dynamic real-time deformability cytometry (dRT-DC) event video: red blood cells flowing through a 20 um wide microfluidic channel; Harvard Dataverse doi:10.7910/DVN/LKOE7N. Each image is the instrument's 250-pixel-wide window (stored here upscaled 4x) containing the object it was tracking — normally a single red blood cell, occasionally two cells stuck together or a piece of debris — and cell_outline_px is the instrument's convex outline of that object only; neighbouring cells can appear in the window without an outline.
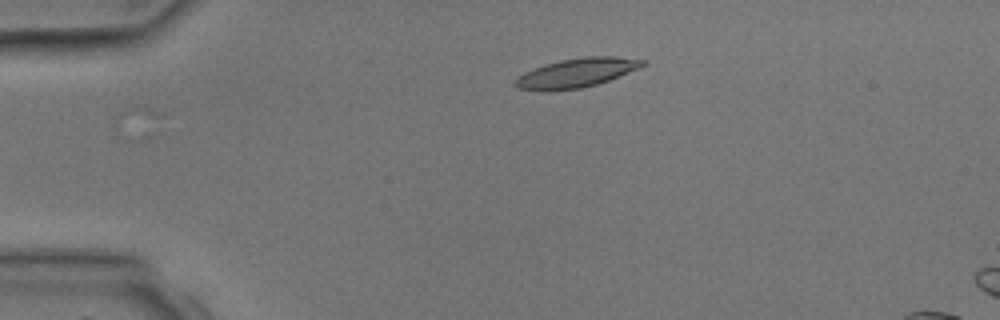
{"species": "common noctule bat (a hibernating species)", "species_latin": "Nyctalus noctula", "temperature_condition": "room temperature", "stored_images_in_passage": 4, "camera_frame_rate_fps": 3000, "um_per_image_px": 0.085, "animal": {"sex": "male", "body_mass_g": 17.9, "forearm_length_mm": 54.2}, "frame": {"image": 1, "passage_image": 2, "time_ms": 1.333, "image_size_px": [1000, 320], "cell_outline_px": [[648, 64], [608, 80], [596, 84], [580, 88], [552, 92], [540, 92], [516, 88], [512, 84], [524, 72], [544, 64], [560, 60], [584, 56], [616, 56], [648, 60]], "centroid_in_image_um": [48.97, 6.2], "position_along_channel_um": 36.0, "area_um2": 21.96}}